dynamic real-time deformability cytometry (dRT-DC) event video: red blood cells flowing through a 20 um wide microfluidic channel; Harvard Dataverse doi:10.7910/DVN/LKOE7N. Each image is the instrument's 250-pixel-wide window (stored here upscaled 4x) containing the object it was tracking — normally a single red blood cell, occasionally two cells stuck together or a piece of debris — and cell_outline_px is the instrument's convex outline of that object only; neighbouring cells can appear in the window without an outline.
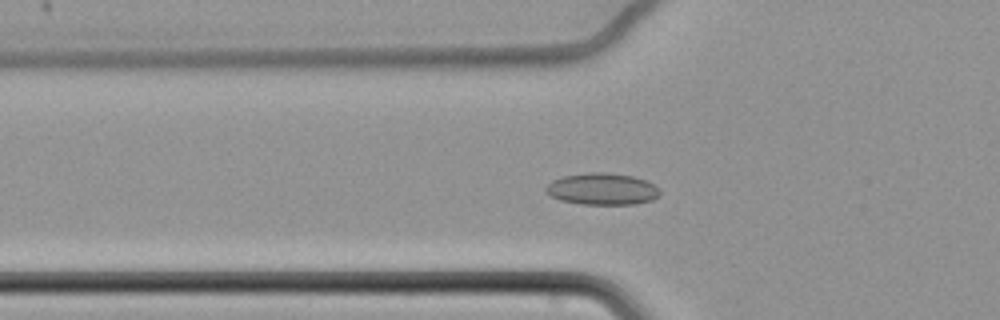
{"species": "common noctule bat (a hibernating species)", "species_latin": "Nyctalus noctula", "temperature_condition": "cold", "stored_images_in_passage": 48, "camera_frame_rate_fps": 3000, "um_per_image_px": 0.085, "animal": {"sex": "female", "body_mass_g": 22.7, "forearm_length_mm": 54.2}, "frame": {"image": 1, "passage_image": 13, "time_ms": 4.0, "image_size_px": [1000, 320], "cell_outline_px": [[660, 192], [652, 200], [636, 204], [584, 204], [560, 200], [552, 196], [544, 188], [552, 180], [564, 176], [588, 172], [604, 172], [632, 176], [644, 180], [660, 188]], "centroid_in_image_um": [51.18, 16.06], "position_along_channel_um": 74.6, "area_um2": 20.87}}
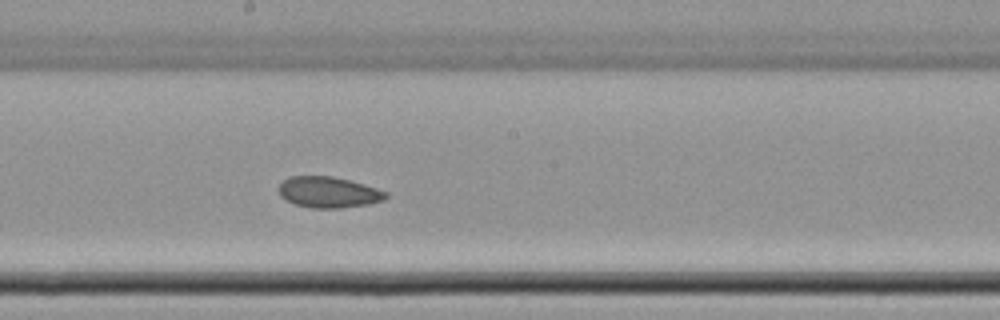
{"frame": {"image": 2, "passage_image": 26, "time_ms": 8.333, "image_size_px": [1000, 320], "cell_outline_px": [[388, 196], [384, 200], [368, 204], [340, 208], [312, 208], [296, 204], [284, 200], [280, 196], [280, 184], [288, 176], [332, 176], [364, 184], [388, 192]], "centroid_in_image_um": [27.93, 16.34], "position_along_channel_um": 220.3, "area_um2": 19.31}}
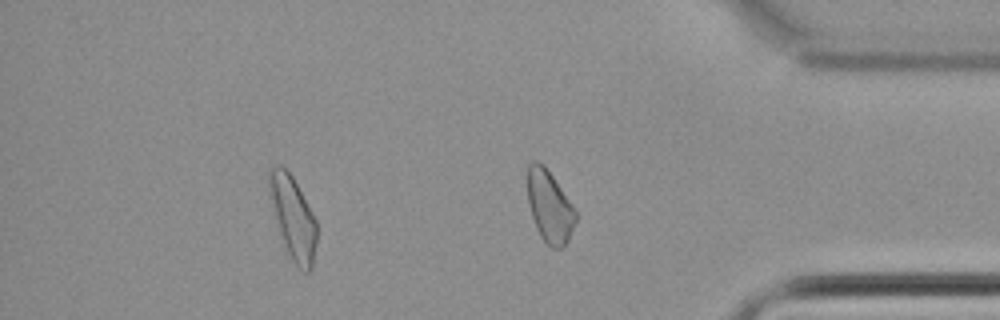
{"frame": {"image": 3, "passage_image": 42, "time_ms": 13.667, "image_size_px": [1000, 320], "cell_outline_px": [[316, 244], [312, 268], [308, 272], [304, 272], [292, 260], [284, 244], [280, 232], [268, 192], [268, 168], [276, 164], [280, 164], [292, 176], [312, 212], [316, 220]], "centroid_in_image_um": [24.89, 18.46], "position_along_channel_um": 410.3, "area_um2": 22.6}, "authors_computed_cell_mechanics": {"area_um2": 20.3167, "velocity_mm_per_s": 3.3983, "shape_relaxation_time_tau1_ms": null, "shape_relaxation_time_tau2_ms": 5.1791, "deformation_change_tau1": null, "deformation_change_tau2": 0.0809}}